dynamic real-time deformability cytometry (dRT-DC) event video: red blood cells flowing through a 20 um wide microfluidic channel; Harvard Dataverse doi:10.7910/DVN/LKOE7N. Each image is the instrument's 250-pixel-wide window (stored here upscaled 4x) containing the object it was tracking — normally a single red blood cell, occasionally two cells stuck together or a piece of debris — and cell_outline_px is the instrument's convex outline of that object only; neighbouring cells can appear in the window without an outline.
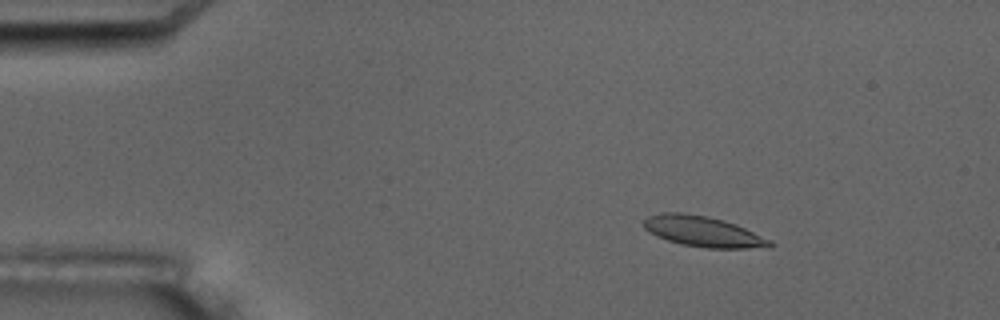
{"species": "common noctule bat (a hibernating species)", "species_latin": "Nyctalus noctula", "temperature_condition": "room temperature", "stored_images_in_passage": 5, "camera_frame_rate_fps": 3000, "um_per_image_px": 0.085, "animal": {"sex": "male", "body_mass_g": 17.5, "forearm_length_mm": 52.3}, "frame": {"image": 1, "passage_image": 3, "time_ms": 2.333, "image_size_px": [1000, 320], "cell_outline_px": [[776, 244], [772, 248], [708, 248], [680, 244], [656, 236], [648, 232], [644, 228], [644, 220], [648, 216], [660, 212], [680, 212], [708, 216], [736, 224], [772, 240]], "centroid_in_image_um": [59.8, 19.68], "position_along_channel_um": 25.2, "area_um2": 22.72}}